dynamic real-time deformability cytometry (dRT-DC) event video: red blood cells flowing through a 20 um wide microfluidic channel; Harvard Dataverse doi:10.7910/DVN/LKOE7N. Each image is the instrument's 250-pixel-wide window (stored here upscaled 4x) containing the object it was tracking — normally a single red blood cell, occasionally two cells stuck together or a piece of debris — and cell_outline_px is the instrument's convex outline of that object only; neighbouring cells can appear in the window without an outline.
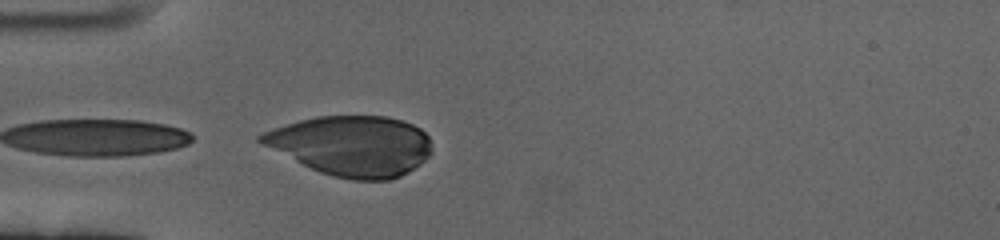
{"species": "human", "species_latin": "Homo sapiens", "temperature_condition": "cold", "stored_images_in_passage": 18, "camera_frame_rate_fps": 3000, "um_per_image_px": 0.085, "donor": {"sex": "female"}, "frame": {"image": 1, "passage_image": 18, "time_ms": 5.667, "image_size_px": [1000, 240], "cell_outline_px": [[432, 152], [420, 164], [408, 172], [400, 176], [388, 180], [352, 180], [332, 176], [320, 172], [260, 144], [256, 140], [256, 136], [264, 132], [300, 120], [316, 116], [388, 116], [412, 124], [420, 128], [428, 136], [432, 148]], "centroid_in_image_um": [29.9, 12.39], "position_along_channel_um": 55.1, "area_um2": 59.65}}